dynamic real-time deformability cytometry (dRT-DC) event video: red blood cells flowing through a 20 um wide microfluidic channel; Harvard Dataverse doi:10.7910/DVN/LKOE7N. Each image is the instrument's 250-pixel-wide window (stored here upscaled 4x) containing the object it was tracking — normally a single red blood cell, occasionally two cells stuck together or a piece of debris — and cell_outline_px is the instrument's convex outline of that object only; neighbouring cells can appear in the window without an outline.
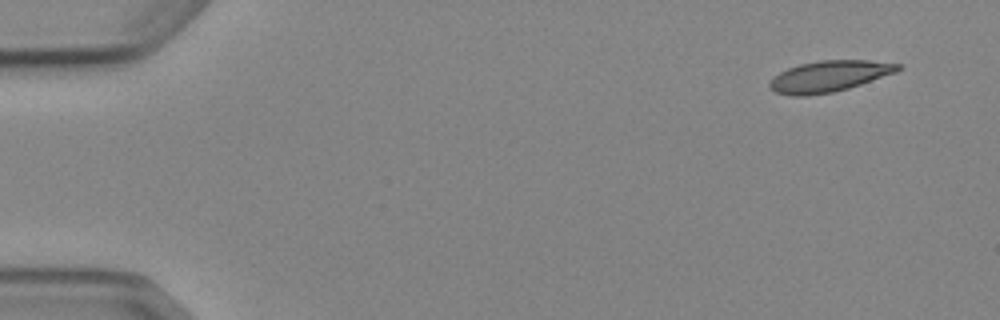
{"species": "Egyptian fruit bat (a non-hibernating species)", "species_latin": "Rousettus aegyptiacus", "temperature_condition": "cold", "stored_images_in_passage": 7, "camera_frame_rate_fps": 3000, "um_per_image_px": 0.085, "animal": {"sex": "female"}, "frame": {"image": 1, "passage_image": 1, "time_ms": 0.0, "image_size_px": [1000, 320], "cell_outline_px": [[904, 68], [896, 72], [848, 88], [832, 92], [808, 96], [792, 96], [776, 92], [768, 88], [768, 84], [780, 72], [788, 68], [800, 64], [820, 60], [868, 60], [904, 64]], "centroid_in_image_um": [70.5, 6.48], "position_along_channel_um": 14.5, "area_um2": 23.24}}
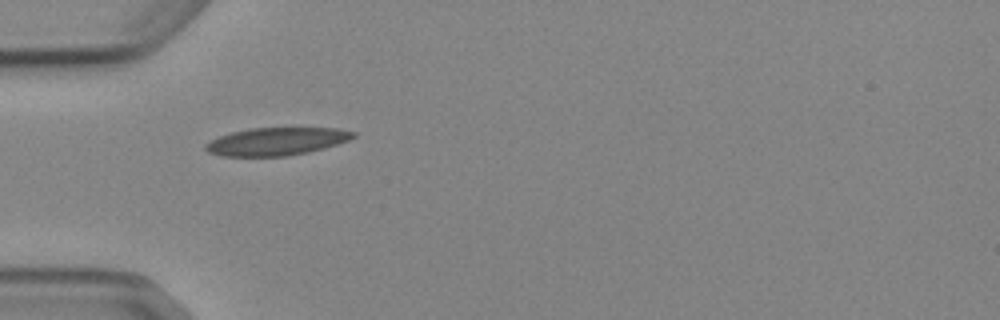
{"frame": {"image": 2, "passage_image": 4, "time_ms": 4.333, "image_size_px": [1000, 320], "cell_outline_px": [[356, 136], [348, 140], [324, 148], [308, 152], [288, 156], [220, 156], [208, 152], [204, 148], [204, 144], [220, 136], [232, 132], [248, 128], [336, 128], [356, 132]], "centroid_in_image_um": [23.49, 12.02], "position_along_channel_um": 61.5, "area_um2": 23.87}}
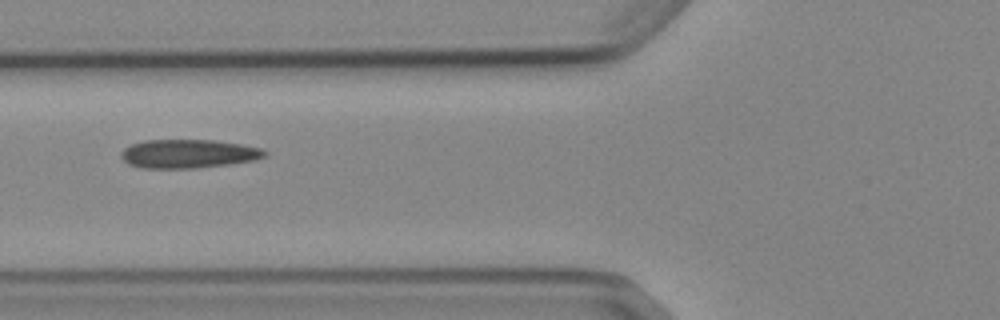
{"frame": {"image": 3, "passage_image": 5, "time_ms": 5.667, "image_size_px": [1000, 320], "cell_outline_px": [[268, 156], [256, 160], [228, 164], [196, 168], [140, 168], [128, 164], [120, 156], [120, 152], [124, 148], [132, 144], [144, 140], [212, 140], [240, 144], [260, 148], [268, 152]], "centroid_in_image_um": [16.0, 13.07], "position_along_channel_um": 109.8, "area_um2": 24.1}}